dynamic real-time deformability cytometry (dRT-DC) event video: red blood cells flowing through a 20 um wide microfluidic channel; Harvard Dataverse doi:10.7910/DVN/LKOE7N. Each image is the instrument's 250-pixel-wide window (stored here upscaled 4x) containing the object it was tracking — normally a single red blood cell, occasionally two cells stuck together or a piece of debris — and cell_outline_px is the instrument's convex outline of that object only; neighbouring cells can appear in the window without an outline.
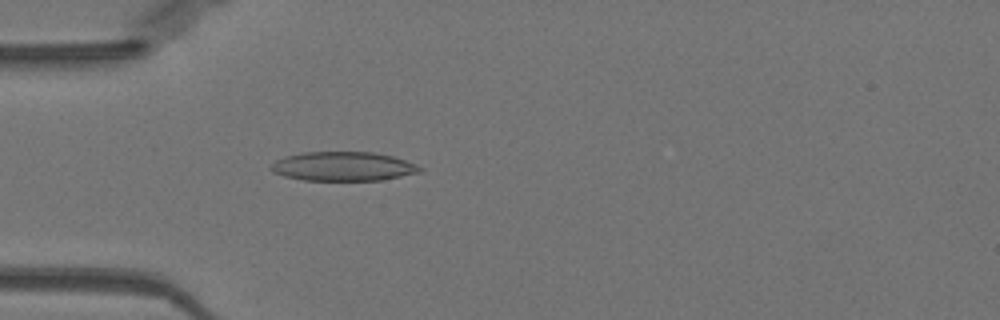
{"species": "Egyptian fruit bat (a non-hibernating species)", "species_latin": "Rousettus aegyptiacus", "temperature_condition": "warm", "stored_images_in_passage": 23, "camera_frame_rate_fps": 3000, "um_per_image_px": 0.085, "animal": {"sex": "female"}, "frame": {"image": 1, "passage_image": 4, "time_ms": 1.0, "image_size_px": [1000, 320], "cell_outline_px": [[424, 168], [420, 172], [380, 180], [304, 180], [284, 176], [272, 172], [268, 168], [276, 160], [284, 156], [304, 152], [372, 152], [392, 156], [416, 164]], "centroid_in_image_um": [29.13, 14.14], "position_along_channel_um": 55.9, "area_um2": 25.2}}
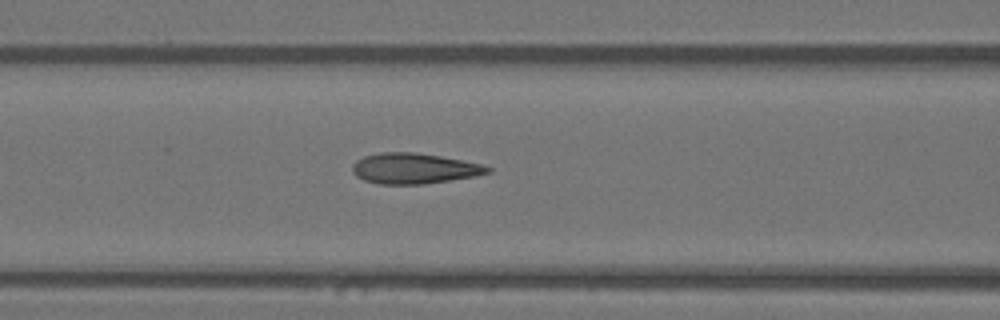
{"frame": {"image": 2, "passage_image": 10, "time_ms": 3.0, "image_size_px": [1000, 320], "cell_outline_px": [[492, 172], [476, 176], [424, 184], [380, 184], [364, 180], [356, 176], [352, 172], [352, 164], [356, 160], [364, 156], [380, 152], [416, 152], [440, 156], [480, 164], [492, 168]], "centroid_in_image_um": [35.17, 14.32], "position_along_channel_um": 131.4, "area_um2": 24.1}}
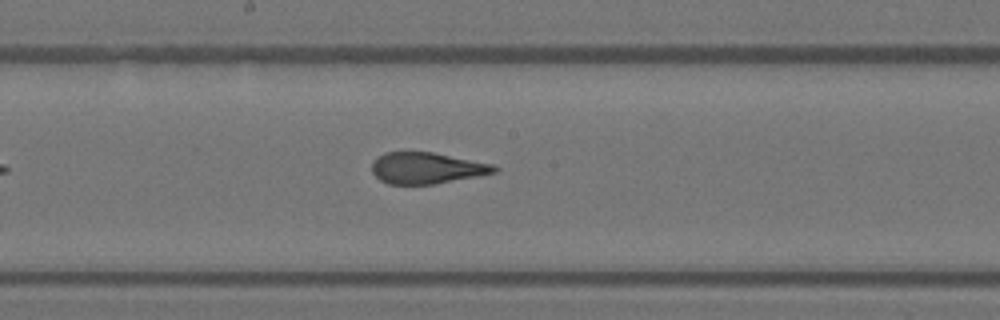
{"frame": {"image": 3, "passage_image": 16, "time_ms": 5.0, "image_size_px": [1000, 320], "cell_outline_px": [[500, 168], [496, 172], [480, 176], [432, 184], [388, 184], [380, 180], [372, 172], [372, 160], [376, 156], [384, 152], [432, 152], [492, 164]], "centroid_in_image_um": [36.24, 14.28], "position_along_channel_um": 212.0, "area_um2": 22.37}}